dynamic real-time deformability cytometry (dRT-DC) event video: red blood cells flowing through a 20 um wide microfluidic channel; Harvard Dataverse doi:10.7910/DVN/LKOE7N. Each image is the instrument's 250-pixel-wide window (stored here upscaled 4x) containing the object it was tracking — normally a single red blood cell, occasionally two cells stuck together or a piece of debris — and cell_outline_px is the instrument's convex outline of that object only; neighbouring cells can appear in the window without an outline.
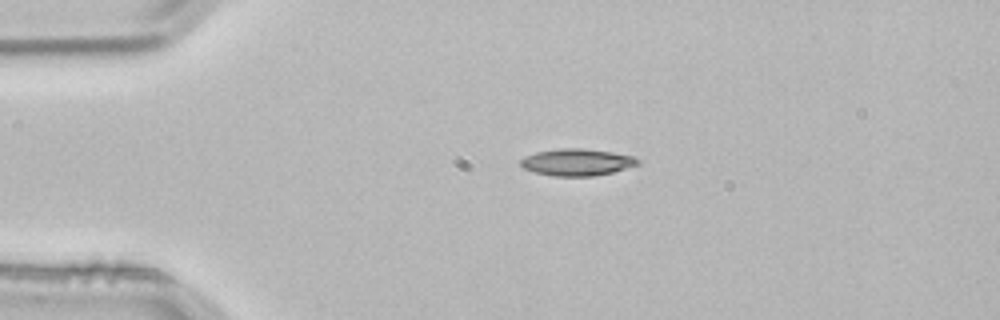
{"species": "common noctule bat (a hibernating species)", "species_latin": "Nyctalus noctula", "temperature_condition": "room temperature", "stored_images_in_passage": 2, "camera_frame_rate_fps": 3000, "um_per_image_px": 0.085, "animal": {"sex": "male", "body_mass_g": 21.5, "forearm_length_mm": 52.0}, "frame": {"image": 1, "passage_image": 1, "time_ms": 0.0, "image_size_px": [1000, 320], "cell_outline_px": [[640, 164], [612, 172], [596, 176], [552, 176], [536, 172], [524, 168], [520, 164], [520, 160], [524, 156], [536, 152], [560, 148], [584, 148], [612, 152], [636, 156], [640, 160]], "centroid_in_image_um": [49.07, 13.78], "position_along_channel_um": 35.9, "area_um2": 18.5}}